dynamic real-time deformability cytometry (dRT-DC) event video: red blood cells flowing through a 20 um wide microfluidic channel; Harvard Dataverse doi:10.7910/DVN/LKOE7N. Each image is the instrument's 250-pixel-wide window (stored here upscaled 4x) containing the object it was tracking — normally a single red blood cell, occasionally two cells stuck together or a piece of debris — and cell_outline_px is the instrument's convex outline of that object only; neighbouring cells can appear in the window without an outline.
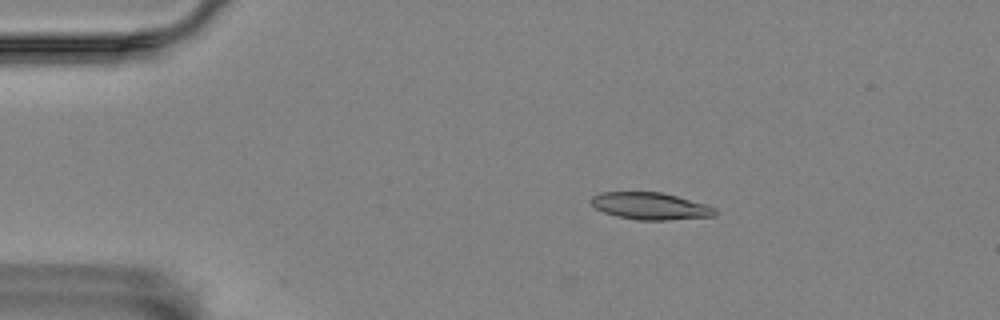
{"species": "Egyptian fruit bat (a non-hibernating species)", "species_latin": "Rousettus aegyptiacus", "temperature_condition": "room temperature", "stored_images_in_passage": 4, "camera_frame_rate_fps": 3000, "um_per_image_px": 0.085, "animal": {"sex": "female"}, "frame": {"image": 1, "passage_image": 1, "time_ms": 0.0, "image_size_px": [1000, 320], "cell_outline_px": [[716, 216], [668, 220], [636, 220], [616, 216], [604, 212], [596, 208], [588, 200], [592, 196], [600, 192], [660, 192], [676, 196], [704, 204], [716, 208]], "centroid_in_image_um": [55.25, 17.52], "position_along_channel_um": 29.8, "area_um2": 19.54}}
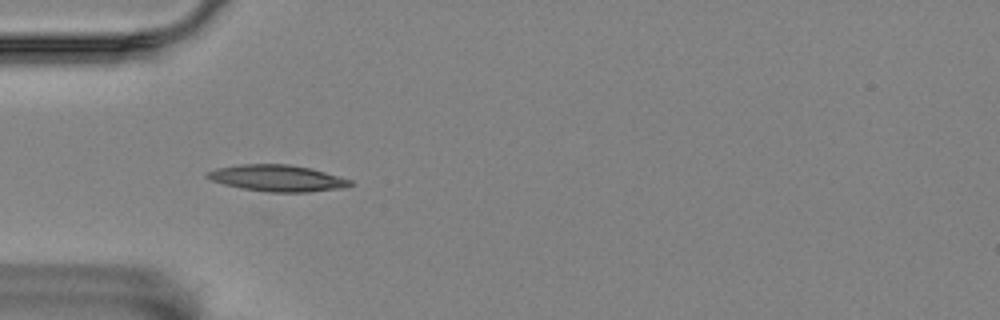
{"frame": {"image": 2, "passage_image": 3, "time_ms": 0.667, "image_size_px": [1000, 320], "cell_outline_px": [[356, 184], [344, 188], [308, 192], [268, 192], [244, 188], [224, 184], [212, 180], [204, 176], [208, 172], [216, 168], [240, 164], [288, 164], [308, 168], [324, 172], [352, 180]], "centroid_in_image_um": [23.6, 15.15], "position_along_channel_um": 61.4, "area_um2": 21.91}}
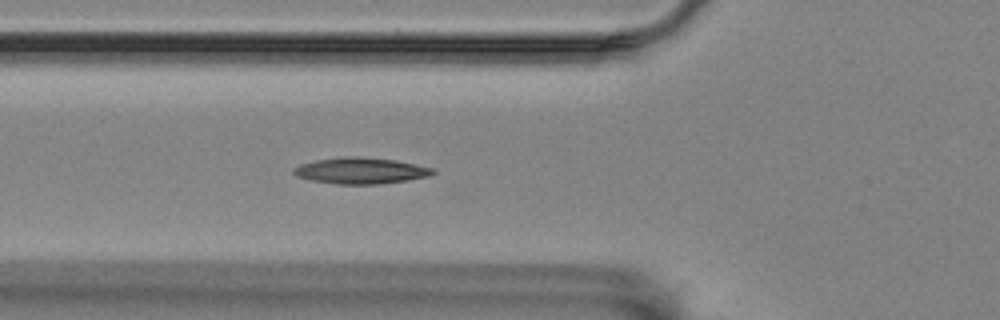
{"frame": {"image": 3, "passage_image": 4, "time_ms": 1.0, "image_size_px": [1000, 320], "cell_outline_px": [[436, 172], [428, 176], [408, 180], [380, 184], [336, 184], [312, 180], [296, 176], [292, 172], [292, 168], [300, 164], [316, 160], [340, 156], [356, 156], [396, 160], [432, 168]], "centroid_in_image_um": [30.62, 14.5], "position_along_channel_um": 95.2, "area_um2": 21.27}}